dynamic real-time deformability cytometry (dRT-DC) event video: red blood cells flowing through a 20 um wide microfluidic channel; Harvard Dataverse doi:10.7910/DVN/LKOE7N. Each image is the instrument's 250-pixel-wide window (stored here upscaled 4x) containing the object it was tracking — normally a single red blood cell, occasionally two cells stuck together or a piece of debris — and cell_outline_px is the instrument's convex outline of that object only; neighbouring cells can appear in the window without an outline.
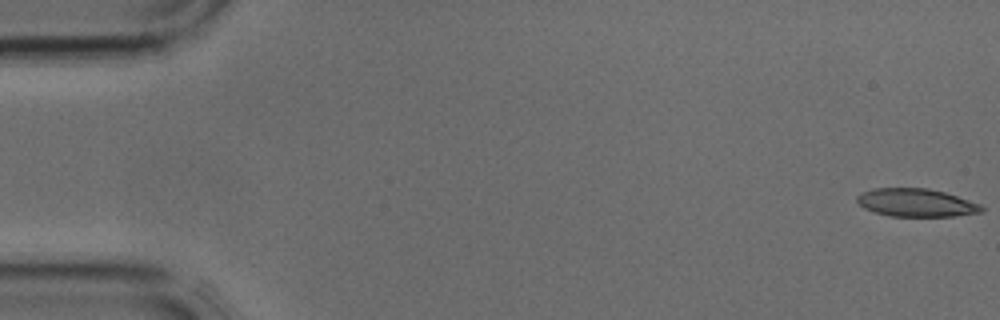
{"species": "common noctule bat (a hibernating species)", "species_latin": "Nyctalus noctula", "temperature_condition": "cold", "stored_images_in_passage": 2, "camera_frame_rate_fps": 3000, "um_per_image_px": 0.085, "animal": {"sex": "male", "body_mass_g": 17.9, "forearm_length_mm": 54.2}, "frame": {"image": 1, "passage_image": 1, "time_ms": 0.0, "image_size_px": [1000, 320], "cell_outline_px": [[984, 212], [956, 216], [888, 216], [864, 208], [856, 200], [856, 196], [872, 188], [928, 188], [944, 192], [980, 204], [984, 208]], "centroid_in_image_um": [77.89, 17.23], "position_along_channel_um": 7.1, "area_um2": 20.29}}